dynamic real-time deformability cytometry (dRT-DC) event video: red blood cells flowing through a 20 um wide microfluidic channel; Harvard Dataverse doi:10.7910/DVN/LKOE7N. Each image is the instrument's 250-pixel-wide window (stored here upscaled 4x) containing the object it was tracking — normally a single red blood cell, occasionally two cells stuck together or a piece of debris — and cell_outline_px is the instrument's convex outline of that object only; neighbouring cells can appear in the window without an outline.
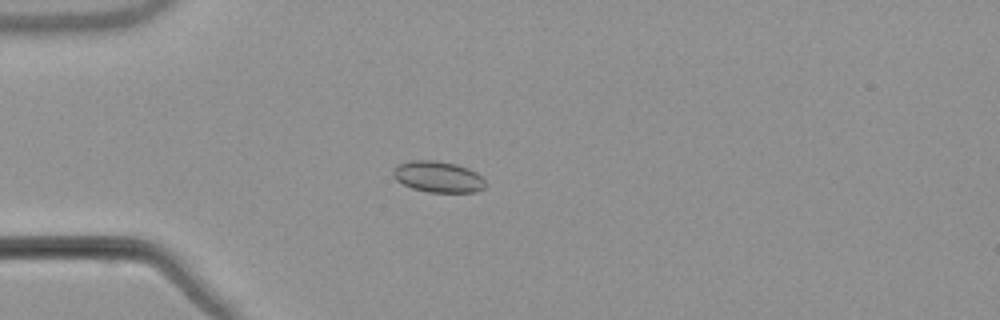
{"species": "common noctule bat (a hibernating species)", "species_latin": "Nyctalus noctula", "temperature_condition": "warm", "stored_images_in_passage": 42, "camera_frame_rate_fps": 3000, "um_per_image_px": 0.085, "animal": {"sex": "male", "body_mass_g": 21.5, "forearm_length_mm": 52.0}, "frame": {"image": 1, "passage_image": 3, "time_ms": 0.667, "image_size_px": [1000, 320], "cell_outline_px": [[484, 188], [476, 192], [428, 192], [412, 188], [396, 180], [392, 176], [392, 168], [400, 164], [412, 160], [436, 160], [456, 164], [468, 168], [476, 172], [484, 180]], "centroid_in_image_um": [37.21, 15.02], "position_along_channel_um": 47.8, "area_um2": 16.76}}
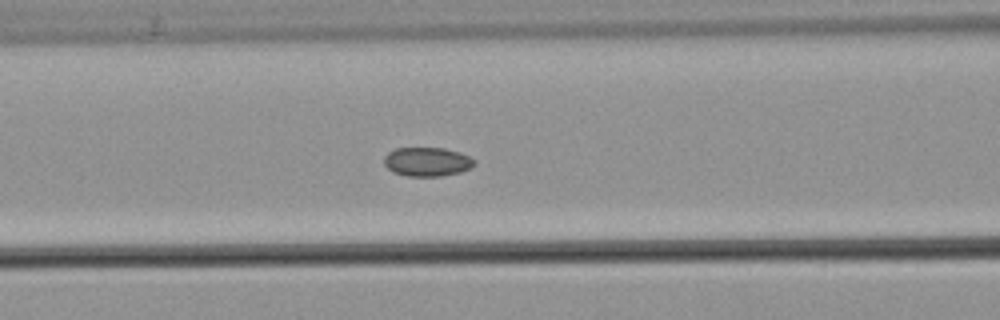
{"frame": {"image": 2, "passage_image": 11, "time_ms": 3.333, "image_size_px": [1000, 320], "cell_outline_px": [[476, 164], [472, 168], [460, 172], [440, 176], [408, 176], [392, 172], [384, 164], [384, 156], [388, 152], [396, 148], [444, 148], [460, 152], [476, 160]], "centroid_in_image_um": [36.32, 13.75], "position_along_channel_um": 130.3, "area_um2": 15.37}}
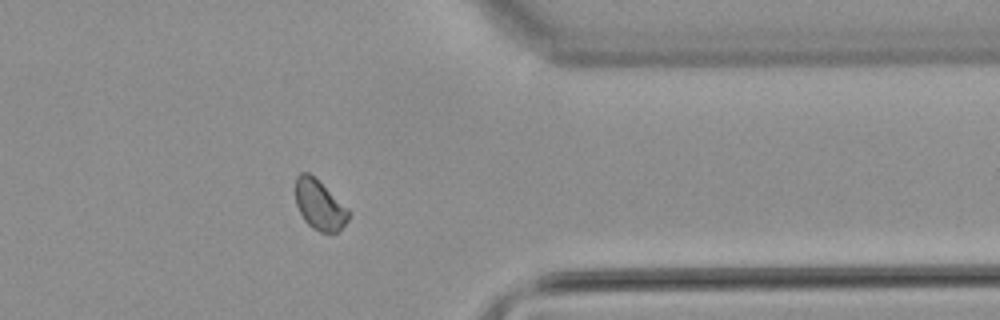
{"frame": {"image": 3, "passage_image": 32, "time_ms": 10.333, "image_size_px": [1000, 320], "cell_outline_px": [[352, 212], [348, 220], [336, 232], [320, 232], [312, 228], [304, 220], [296, 204], [296, 176], [300, 172], [308, 172], [348, 208]], "centroid_in_image_um": [27.16, 17.43], "position_along_channel_um": 384.2, "area_um2": 15.2}, "authors_computed_cell_mechanics": {"area_um2": 15.5482, "velocity_mm_per_s": 3.7924, "shape_relaxation_time_tau1_ms": null, "shape_relaxation_time_tau2_ms": 5.454, "deformation_change_tau1": null, "deformation_change_tau2": 0.0728}}